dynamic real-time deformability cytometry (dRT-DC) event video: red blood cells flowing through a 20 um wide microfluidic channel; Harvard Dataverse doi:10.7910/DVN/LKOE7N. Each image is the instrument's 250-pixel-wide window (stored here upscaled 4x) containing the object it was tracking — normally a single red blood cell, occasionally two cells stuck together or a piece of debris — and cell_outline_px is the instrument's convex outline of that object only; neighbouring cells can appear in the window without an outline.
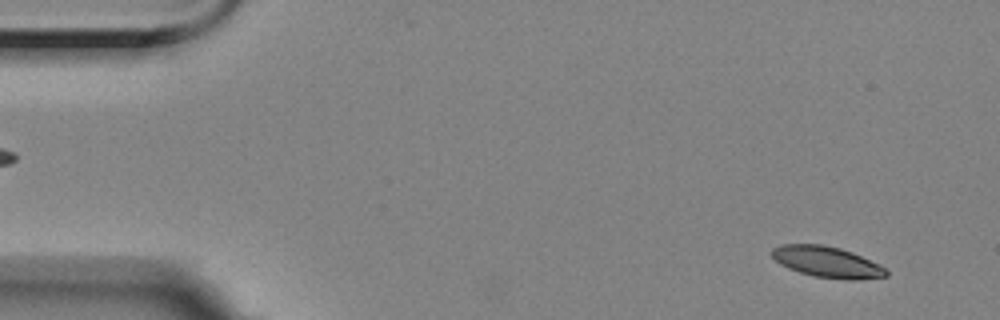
{"species": "Egyptian fruit bat (a non-hibernating species)", "species_latin": "Rousettus aegyptiacus", "temperature_condition": "room temperature", "stored_images_in_passage": 57, "camera_frame_rate_fps": 3000, "um_per_image_px": 0.085, "animal": {"sex": "female"}, "frame": {"image": 1, "passage_image": 4, "time_ms": 1.0, "image_size_px": [1000, 320], "cell_outline_px": [[888, 276], [856, 280], [844, 280], [812, 276], [788, 268], [780, 264], [772, 256], [772, 248], [780, 244], [824, 244], [840, 248], [852, 252], [884, 268], [888, 272]], "centroid_in_image_um": [70.26, 22.27], "position_along_channel_um": 14.7, "area_um2": 20.58}}
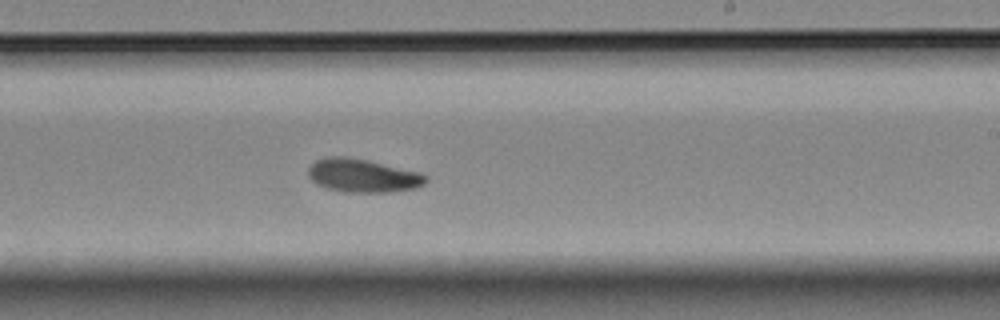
{"frame": {"image": 2, "passage_image": 34, "time_ms": 11.0, "image_size_px": [1000, 320], "cell_outline_px": [[428, 180], [424, 184], [416, 188], [392, 192], [344, 192], [324, 188], [316, 184], [308, 176], [308, 168], [316, 160], [328, 156], [344, 156], [364, 160], [420, 172], [428, 176]], "centroid_in_image_um": [30.82, 14.94], "position_along_channel_um": 258.2, "area_um2": 22.89}}
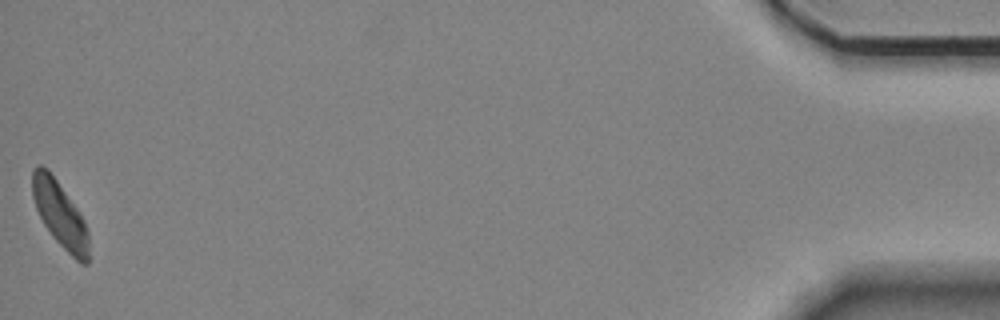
{"frame": {"image": 3, "passage_image": 57, "time_ms": 18.667, "image_size_px": [1000, 320], "cell_outline_px": [[88, 264], [80, 264], [52, 236], [44, 224], [36, 208], [32, 196], [32, 168], [36, 164], [40, 164], [48, 168], [76, 208], [84, 220], [88, 232]], "centroid_in_image_um": [5.07, 18.19], "position_along_channel_um": 430.1, "area_um2": 21.39}, "authors_computed_cell_mechanics": {"area_um2": 21.964, "velocity_mm_per_s": 3.4772, "shape_relaxation_time_tau1_ms": 3.695, "shape_relaxation_time_tau2_ms": null, "deformation_change_tau1": 0.1196, "deformation_change_tau2": null}}